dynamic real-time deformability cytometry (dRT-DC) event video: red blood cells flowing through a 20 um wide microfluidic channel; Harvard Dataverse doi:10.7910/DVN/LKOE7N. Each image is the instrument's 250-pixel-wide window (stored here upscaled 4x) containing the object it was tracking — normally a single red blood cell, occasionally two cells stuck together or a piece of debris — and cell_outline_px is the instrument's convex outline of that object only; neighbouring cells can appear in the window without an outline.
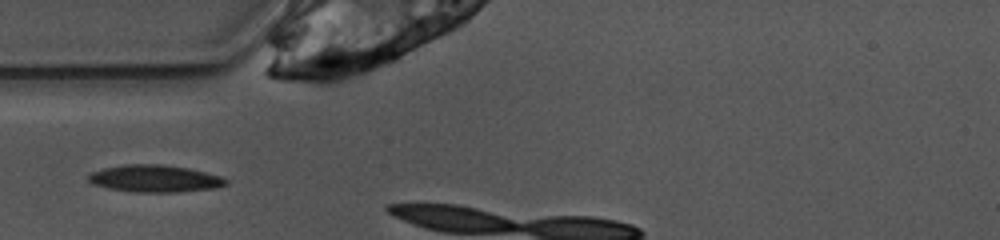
{"species": "common noctule bat (a hibernating species)", "species_latin": "Nyctalus noctula", "temperature_condition": "warm", "stored_images_in_passage": 3, "camera_frame_rate_fps": 3000, "um_per_image_px": 0.085, "animal": {"sex": "female", "body_mass_g": 10.0, "forearm_length_mm": 53.1}, "frame": {"image": 1, "passage_image": 2, "time_ms": 0.333, "image_size_px": [1000, 240], "cell_outline_px": [[228, 184], [216, 188], [180, 192], [136, 192], [108, 188], [92, 184], [88, 180], [88, 176], [92, 172], [104, 168], [124, 164], [160, 164], [188, 168], [208, 172], [220, 176], [228, 180]], "centroid_in_image_um": [13.19, 15.18], "position_along_channel_um": 71.8, "area_um2": 21.85}}